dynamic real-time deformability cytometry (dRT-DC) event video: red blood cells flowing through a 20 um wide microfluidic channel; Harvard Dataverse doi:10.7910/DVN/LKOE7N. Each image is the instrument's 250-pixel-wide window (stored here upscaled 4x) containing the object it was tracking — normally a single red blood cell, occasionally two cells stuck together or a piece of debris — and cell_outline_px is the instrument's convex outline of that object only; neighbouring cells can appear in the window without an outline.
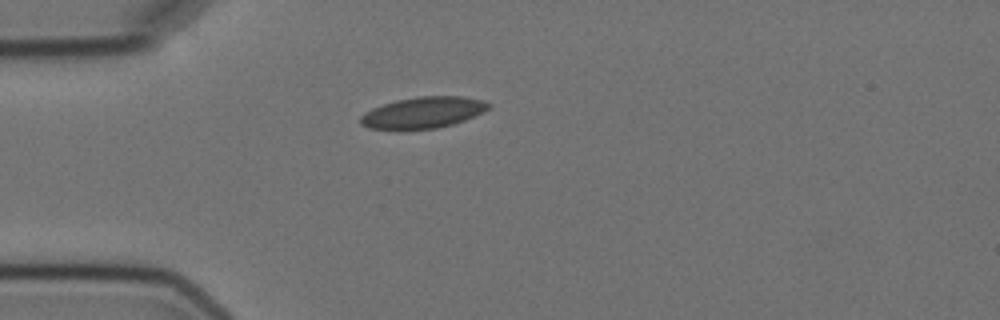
{"species": "Egyptian fruit bat (a non-hibernating species)", "species_latin": "Rousettus aegyptiacus", "temperature_condition": "cold", "stored_images_in_passage": 3, "camera_frame_rate_fps": 3000, "um_per_image_px": 0.085, "animal": {"sex": "female"}, "frame": {"image": 1, "passage_image": 3, "time_ms": 3.333, "image_size_px": [1000, 320], "cell_outline_px": [[492, 104], [484, 112], [464, 120], [452, 124], [436, 128], [400, 132], [396, 132], [368, 128], [360, 124], [360, 116], [372, 108], [396, 100], [420, 96], [460, 96], [484, 100]], "centroid_in_image_um": [35.91, 9.61], "position_along_channel_um": 49.1, "area_um2": 23.99}}